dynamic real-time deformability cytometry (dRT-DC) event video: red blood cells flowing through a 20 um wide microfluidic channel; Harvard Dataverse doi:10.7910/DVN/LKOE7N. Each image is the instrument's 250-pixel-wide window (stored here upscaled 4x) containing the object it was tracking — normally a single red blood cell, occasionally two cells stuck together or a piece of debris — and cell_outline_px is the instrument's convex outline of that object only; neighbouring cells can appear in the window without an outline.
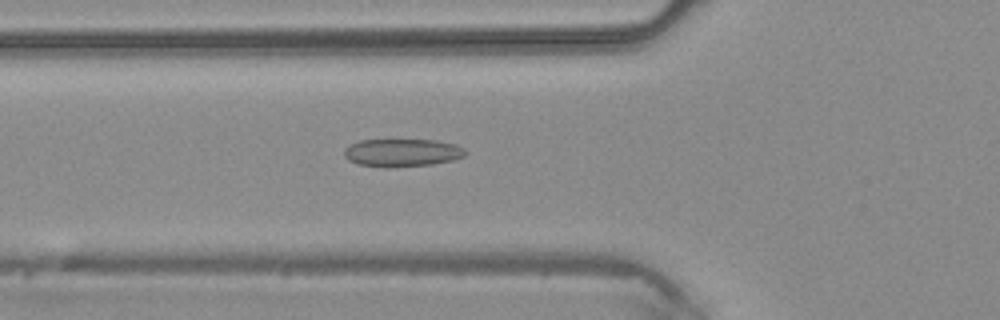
{"species": "common noctule bat (a hibernating species)", "species_latin": "Nyctalus noctula", "temperature_condition": "warm", "stored_images_in_passage": 43, "camera_frame_rate_fps": 3000, "um_per_image_px": 0.085, "animal": {"sex": "male", "body_mass_g": 20.4}, "frame": {"image": 1, "passage_image": 16, "time_ms": 5.0, "image_size_px": [1000, 320], "cell_outline_px": [[468, 152], [464, 156], [452, 160], [432, 164], [384, 168], [356, 164], [348, 160], [344, 156], [344, 148], [348, 144], [360, 140], [436, 140], [456, 144], [464, 148]], "centroid_in_image_um": [34.15, 12.98], "position_along_channel_um": 91.7, "area_um2": 19.94}}
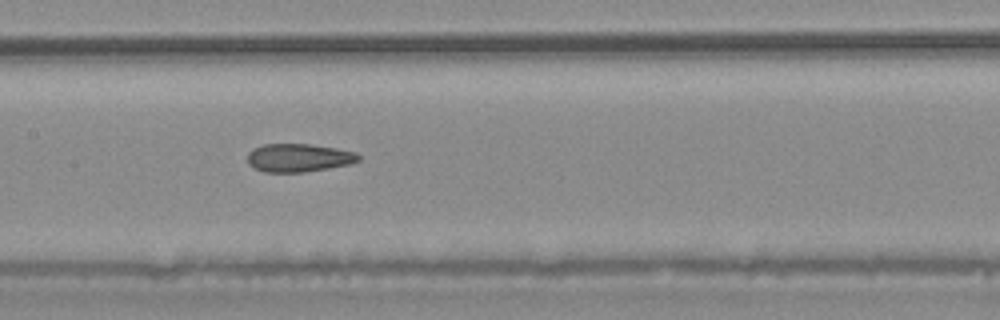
{"frame": {"image": 2, "passage_image": 22, "time_ms": 7.0, "image_size_px": [1000, 320], "cell_outline_px": [[360, 160], [352, 164], [304, 172], [264, 172], [248, 164], [248, 152], [252, 148], [264, 144], [312, 144], [336, 148], [356, 152], [360, 156]], "centroid_in_image_um": [25.4, 13.4], "position_along_channel_um": 182.0, "area_um2": 18.38}}
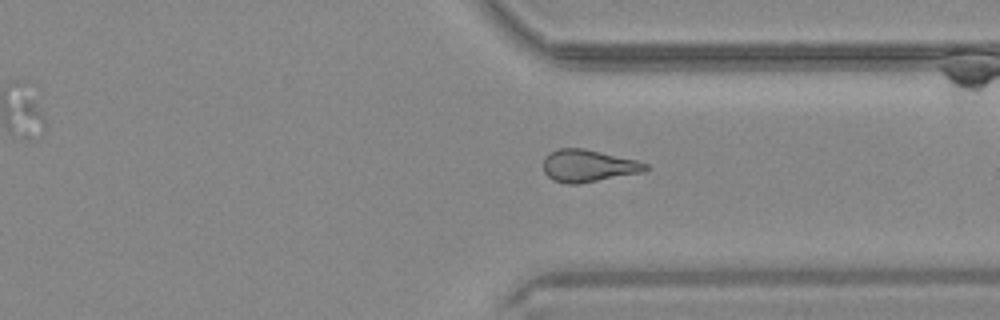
{"frame": {"image": 3, "passage_image": 34, "time_ms": 11.0, "image_size_px": [1000, 320], "cell_outline_px": [[648, 168], [644, 172], [576, 184], [568, 184], [552, 180], [544, 172], [544, 156], [548, 152], [556, 148], [584, 148], [636, 160], [648, 164]], "centroid_in_image_um": [49.97, 14.08], "position_along_channel_um": 361.4, "area_um2": 19.25}}